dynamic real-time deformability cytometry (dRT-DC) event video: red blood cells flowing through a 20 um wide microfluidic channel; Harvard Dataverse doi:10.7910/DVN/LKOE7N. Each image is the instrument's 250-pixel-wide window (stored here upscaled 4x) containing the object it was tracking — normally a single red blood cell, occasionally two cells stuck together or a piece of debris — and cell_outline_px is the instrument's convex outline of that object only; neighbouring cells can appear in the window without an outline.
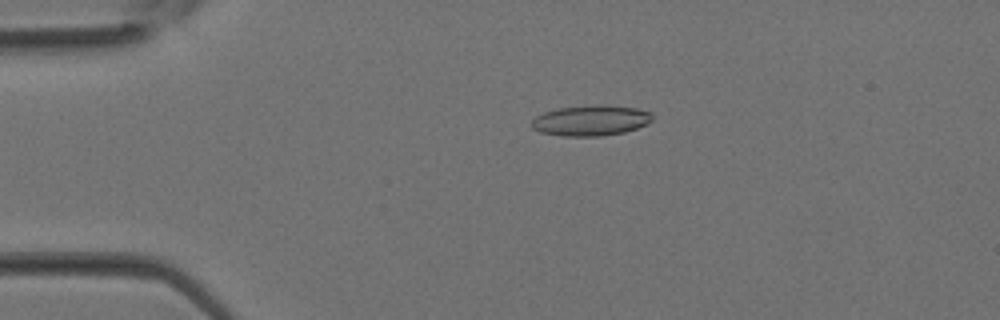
{"species": "Egyptian fruit bat (a non-hibernating species)", "species_latin": "Rousettus aegyptiacus", "temperature_condition": "room temperature", "stored_images_in_passage": 37, "camera_frame_rate_fps": 3000, "um_per_image_px": 0.085, "animal": {"sex": "female"}, "frame": {"image": 1, "passage_image": 8, "time_ms": 2.333, "image_size_px": [1000, 320], "cell_outline_px": [[652, 120], [636, 128], [624, 132], [600, 136], [564, 136], [540, 132], [532, 128], [532, 120], [536, 116], [544, 112], [560, 108], [596, 104], [604, 104], [636, 108], [652, 112]], "centroid_in_image_um": [50.21, 10.23], "position_along_channel_um": 34.8, "area_um2": 21.44}}
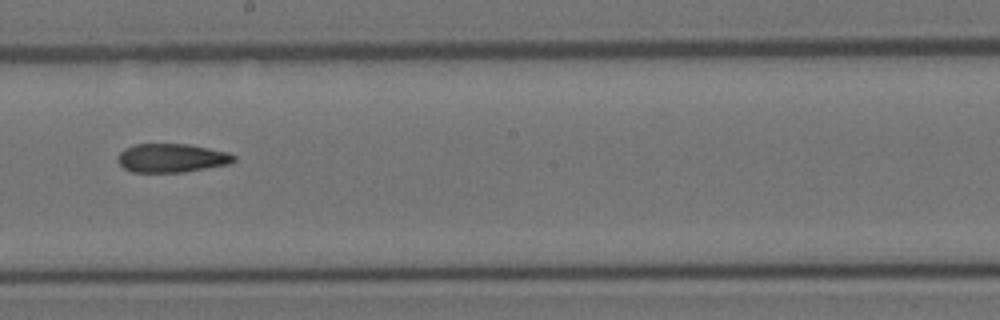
{"frame": {"image": 2, "passage_image": 21, "time_ms": 6.667, "image_size_px": [1000, 320], "cell_outline_px": [[236, 160], [232, 164], [180, 172], [132, 172], [124, 168], [116, 160], [116, 156], [124, 148], [136, 144], [188, 144], [228, 152], [236, 156]], "centroid_in_image_um": [14.59, 13.43], "position_along_channel_um": 233.6, "area_um2": 19.54}}
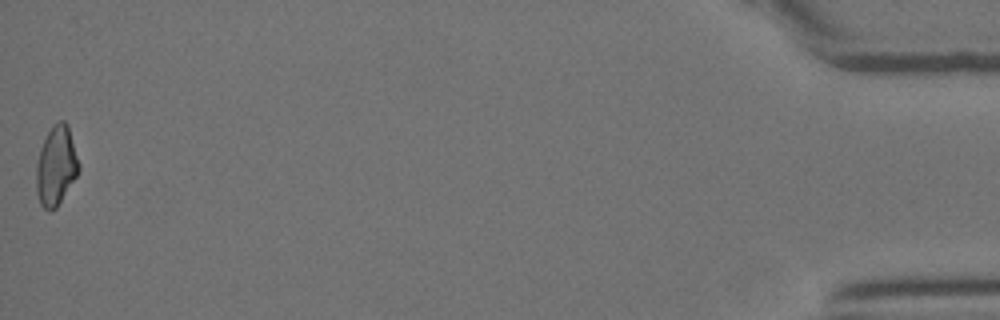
{"frame": {"image": 3, "passage_image": 37, "time_ms": 12.0, "image_size_px": [1000, 320], "cell_outline_px": [[80, 168], [76, 176], [56, 208], [52, 212], [48, 212], [40, 204], [36, 192], [36, 164], [40, 148], [52, 124], [60, 120], [64, 120], [68, 124], [80, 164]], "centroid_in_image_um": [4.76, 14.09], "position_along_channel_um": 430.4, "area_um2": 19.83}}